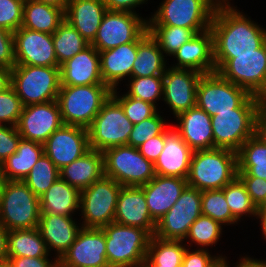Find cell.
I'll use <instances>...</instances> for the list:
<instances>
[{"label":"cell","mask_w":266,"mask_h":267,"mask_svg":"<svg viewBox=\"0 0 266 267\" xmlns=\"http://www.w3.org/2000/svg\"><path fill=\"white\" fill-rule=\"evenodd\" d=\"M210 30L214 54L255 53L266 42V29L237 6L215 9Z\"/></svg>","instance_id":"obj_1"},{"label":"cell","mask_w":266,"mask_h":267,"mask_svg":"<svg viewBox=\"0 0 266 267\" xmlns=\"http://www.w3.org/2000/svg\"><path fill=\"white\" fill-rule=\"evenodd\" d=\"M237 153L224 148L195 150L191 158L188 186L200 191L223 189L237 177Z\"/></svg>","instance_id":"obj_2"},{"label":"cell","mask_w":266,"mask_h":267,"mask_svg":"<svg viewBox=\"0 0 266 267\" xmlns=\"http://www.w3.org/2000/svg\"><path fill=\"white\" fill-rule=\"evenodd\" d=\"M259 113V98L251 94L233 111L218 112V115L212 116L213 148L229 149L237 153L242 144L255 134Z\"/></svg>","instance_id":"obj_3"},{"label":"cell","mask_w":266,"mask_h":267,"mask_svg":"<svg viewBox=\"0 0 266 267\" xmlns=\"http://www.w3.org/2000/svg\"><path fill=\"white\" fill-rule=\"evenodd\" d=\"M214 62L216 72L250 94L266 90V42L255 53L214 54Z\"/></svg>","instance_id":"obj_4"},{"label":"cell","mask_w":266,"mask_h":267,"mask_svg":"<svg viewBox=\"0 0 266 267\" xmlns=\"http://www.w3.org/2000/svg\"><path fill=\"white\" fill-rule=\"evenodd\" d=\"M111 92L107 85L60 86L57 102L64 125L87 129Z\"/></svg>","instance_id":"obj_5"},{"label":"cell","mask_w":266,"mask_h":267,"mask_svg":"<svg viewBox=\"0 0 266 267\" xmlns=\"http://www.w3.org/2000/svg\"><path fill=\"white\" fill-rule=\"evenodd\" d=\"M40 201L24 181L6 180L0 198V224L8 231L33 229L40 219Z\"/></svg>","instance_id":"obj_6"},{"label":"cell","mask_w":266,"mask_h":267,"mask_svg":"<svg viewBox=\"0 0 266 267\" xmlns=\"http://www.w3.org/2000/svg\"><path fill=\"white\" fill-rule=\"evenodd\" d=\"M108 264L116 267L144 265L152 235L141 228L112 222L102 227Z\"/></svg>","instance_id":"obj_7"},{"label":"cell","mask_w":266,"mask_h":267,"mask_svg":"<svg viewBox=\"0 0 266 267\" xmlns=\"http://www.w3.org/2000/svg\"><path fill=\"white\" fill-rule=\"evenodd\" d=\"M11 86L23 106L57 100L60 90V67L15 65Z\"/></svg>","instance_id":"obj_8"},{"label":"cell","mask_w":266,"mask_h":267,"mask_svg":"<svg viewBox=\"0 0 266 267\" xmlns=\"http://www.w3.org/2000/svg\"><path fill=\"white\" fill-rule=\"evenodd\" d=\"M132 128L133 124L121 104L111 95L87 128L89 147L104 152L112 147L128 145Z\"/></svg>","instance_id":"obj_9"},{"label":"cell","mask_w":266,"mask_h":267,"mask_svg":"<svg viewBox=\"0 0 266 267\" xmlns=\"http://www.w3.org/2000/svg\"><path fill=\"white\" fill-rule=\"evenodd\" d=\"M121 187L113 178L103 176L80 191L82 227L102 228L114 222Z\"/></svg>","instance_id":"obj_10"},{"label":"cell","mask_w":266,"mask_h":267,"mask_svg":"<svg viewBox=\"0 0 266 267\" xmlns=\"http://www.w3.org/2000/svg\"><path fill=\"white\" fill-rule=\"evenodd\" d=\"M104 176L122 186H142L155 177L154 164L133 146L112 147L103 152Z\"/></svg>","instance_id":"obj_11"},{"label":"cell","mask_w":266,"mask_h":267,"mask_svg":"<svg viewBox=\"0 0 266 267\" xmlns=\"http://www.w3.org/2000/svg\"><path fill=\"white\" fill-rule=\"evenodd\" d=\"M148 19V25H165L194 30L210 29L215 8L207 0H163Z\"/></svg>","instance_id":"obj_12"},{"label":"cell","mask_w":266,"mask_h":267,"mask_svg":"<svg viewBox=\"0 0 266 267\" xmlns=\"http://www.w3.org/2000/svg\"><path fill=\"white\" fill-rule=\"evenodd\" d=\"M250 95L218 72L202 74L197 84L196 106L212 117L218 112L233 111Z\"/></svg>","instance_id":"obj_13"},{"label":"cell","mask_w":266,"mask_h":267,"mask_svg":"<svg viewBox=\"0 0 266 267\" xmlns=\"http://www.w3.org/2000/svg\"><path fill=\"white\" fill-rule=\"evenodd\" d=\"M148 29V18L130 12L108 11L90 45L98 52L136 41Z\"/></svg>","instance_id":"obj_14"},{"label":"cell","mask_w":266,"mask_h":267,"mask_svg":"<svg viewBox=\"0 0 266 267\" xmlns=\"http://www.w3.org/2000/svg\"><path fill=\"white\" fill-rule=\"evenodd\" d=\"M201 214V191L187 186L176 203L157 222L154 236L185 241L191 225Z\"/></svg>","instance_id":"obj_15"},{"label":"cell","mask_w":266,"mask_h":267,"mask_svg":"<svg viewBox=\"0 0 266 267\" xmlns=\"http://www.w3.org/2000/svg\"><path fill=\"white\" fill-rule=\"evenodd\" d=\"M64 125L57 100L24 106L17 124L23 139L40 144Z\"/></svg>","instance_id":"obj_16"},{"label":"cell","mask_w":266,"mask_h":267,"mask_svg":"<svg viewBox=\"0 0 266 267\" xmlns=\"http://www.w3.org/2000/svg\"><path fill=\"white\" fill-rule=\"evenodd\" d=\"M202 74L190 69L168 66L163 74V101L174 118L196 106L197 84Z\"/></svg>","instance_id":"obj_17"},{"label":"cell","mask_w":266,"mask_h":267,"mask_svg":"<svg viewBox=\"0 0 266 267\" xmlns=\"http://www.w3.org/2000/svg\"><path fill=\"white\" fill-rule=\"evenodd\" d=\"M43 146L44 154L60 170L90 150L88 130L80 126L63 125Z\"/></svg>","instance_id":"obj_18"},{"label":"cell","mask_w":266,"mask_h":267,"mask_svg":"<svg viewBox=\"0 0 266 267\" xmlns=\"http://www.w3.org/2000/svg\"><path fill=\"white\" fill-rule=\"evenodd\" d=\"M13 34L16 65L58 67L52 34L24 27Z\"/></svg>","instance_id":"obj_19"},{"label":"cell","mask_w":266,"mask_h":267,"mask_svg":"<svg viewBox=\"0 0 266 267\" xmlns=\"http://www.w3.org/2000/svg\"><path fill=\"white\" fill-rule=\"evenodd\" d=\"M60 260L70 267H103L108 265L105 233L102 228L82 227L75 241Z\"/></svg>","instance_id":"obj_20"},{"label":"cell","mask_w":266,"mask_h":267,"mask_svg":"<svg viewBox=\"0 0 266 267\" xmlns=\"http://www.w3.org/2000/svg\"><path fill=\"white\" fill-rule=\"evenodd\" d=\"M114 222L138 227L155 234L156 222L152 219L141 186H122L118 196Z\"/></svg>","instance_id":"obj_21"},{"label":"cell","mask_w":266,"mask_h":267,"mask_svg":"<svg viewBox=\"0 0 266 267\" xmlns=\"http://www.w3.org/2000/svg\"><path fill=\"white\" fill-rule=\"evenodd\" d=\"M193 152L173 125H169L165 129L164 148L154 163L155 174L186 179Z\"/></svg>","instance_id":"obj_22"},{"label":"cell","mask_w":266,"mask_h":267,"mask_svg":"<svg viewBox=\"0 0 266 267\" xmlns=\"http://www.w3.org/2000/svg\"><path fill=\"white\" fill-rule=\"evenodd\" d=\"M106 85L100 72L99 52L92 45L60 66V86Z\"/></svg>","instance_id":"obj_23"},{"label":"cell","mask_w":266,"mask_h":267,"mask_svg":"<svg viewBox=\"0 0 266 267\" xmlns=\"http://www.w3.org/2000/svg\"><path fill=\"white\" fill-rule=\"evenodd\" d=\"M177 63L170 65L176 69H190L201 74L216 72L212 31L208 29L196 34L184 43L173 55Z\"/></svg>","instance_id":"obj_24"},{"label":"cell","mask_w":266,"mask_h":267,"mask_svg":"<svg viewBox=\"0 0 266 267\" xmlns=\"http://www.w3.org/2000/svg\"><path fill=\"white\" fill-rule=\"evenodd\" d=\"M187 186V180L184 178L162 175H155L147 184L141 186L149 213L156 223L176 203Z\"/></svg>","instance_id":"obj_25"},{"label":"cell","mask_w":266,"mask_h":267,"mask_svg":"<svg viewBox=\"0 0 266 267\" xmlns=\"http://www.w3.org/2000/svg\"><path fill=\"white\" fill-rule=\"evenodd\" d=\"M40 215L37 228L41 237L46 242L49 253L54 251L56 253L55 257L60 259L75 241L82 225H80L81 223L77 224L72 216L52 213Z\"/></svg>","instance_id":"obj_26"},{"label":"cell","mask_w":266,"mask_h":267,"mask_svg":"<svg viewBox=\"0 0 266 267\" xmlns=\"http://www.w3.org/2000/svg\"><path fill=\"white\" fill-rule=\"evenodd\" d=\"M177 126L173 129L183 141L193 150L213 149V129L211 116L195 106L178 114Z\"/></svg>","instance_id":"obj_27"},{"label":"cell","mask_w":266,"mask_h":267,"mask_svg":"<svg viewBox=\"0 0 266 267\" xmlns=\"http://www.w3.org/2000/svg\"><path fill=\"white\" fill-rule=\"evenodd\" d=\"M100 72L103 83L111 90L119 89L121 81L131 78L137 58V40L99 52Z\"/></svg>","instance_id":"obj_28"},{"label":"cell","mask_w":266,"mask_h":267,"mask_svg":"<svg viewBox=\"0 0 266 267\" xmlns=\"http://www.w3.org/2000/svg\"><path fill=\"white\" fill-rule=\"evenodd\" d=\"M106 12L103 0H69L64 18L91 43Z\"/></svg>","instance_id":"obj_29"},{"label":"cell","mask_w":266,"mask_h":267,"mask_svg":"<svg viewBox=\"0 0 266 267\" xmlns=\"http://www.w3.org/2000/svg\"><path fill=\"white\" fill-rule=\"evenodd\" d=\"M104 176L103 152L90 149L82 157L60 169V178L79 191Z\"/></svg>","instance_id":"obj_30"},{"label":"cell","mask_w":266,"mask_h":267,"mask_svg":"<svg viewBox=\"0 0 266 267\" xmlns=\"http://www.w3.org/2000/svg\"><path fill=\"white\" fill-rule=\"evenodd\" d=\"M167 60L158 42L150 35L148 29L137 39V58L135 59L131 78L163 76Z\"/></svg>","instance_id":"obj_31"},{"label":"cell","mask_w":266,"mask_h":267,"mask_svg":"<svg viewBox=\"0 0 266 267\" xmlns=\"http://www.w3.org/2000/svg\"><path fill=\"white\" fill-rule=\"evenodd\" d=\"M40 214L75 216L79 211L80 191L59 178L39 197Z\"/></svg>","instance_id":"obj_32"},{"label":"cell","mask_w":266,"mask_h":267,"mask_svg":"<svg viewBox=\"0 0 266 267\" xmlns=\"http://www.w3.org/2000/svg\"><path fill=\"white\" fill-rule=\"evenodd\" d=\"M43 154V144L21 138L16 152L1 163L5 180L23 181Z\"/></svg>","instance_id":"obj_33"},{"label":"cell","mask_w":266,"mask_h":267,"mask_svg":"<svg viewBox=\"0 0 266 267\" xmlns=\"http://www.w3.org/2000/svg\"><path fill=\"white\" fill-rule=\"evenodd\" d=\"M64 20L62 9L34 0L24 2L21 27L53 34Z\"/></svg>","instance_id":"obj_34"},{"label":"cell","mask_w":266,"mask_h":267,"mask_svg":"<svg viewBox=\"0 0 266 267\" xmlns=\"http://www.w3.org/2000/svg\"><path fill=\"white\" fill-rule=\"evenodd\" d=\"M46 242L38 228L10 230L7 257H50Z\"/></svg>","instance_id":"obj_35"},{"label":"cell","mask_w":266,"mask_h":267,"mask_svg":"<svg viewBox=\"0 0 266 267\" xmlns=\"http://www.w3.org/2000/svg\"><path fill=\"white\" fill-rule=\"evenodd\" d=\"M182 240H164L152 236L149 242L144 265H161V267H181L188 247Z\"/></svg>","instance_id":"obj_36"},{"label":"cell","mask_w":266,"mask_h":267,"mask_svg":"<svg viewBox=\"0 0 266 267\" xmlns=\"http://www.w3.org/2000/svg\"><path fill=\"white\" fill-rule=\"evenodd\" d=\"M58 67L83 51L90 43L66 20L52 34Z\"/></svg>","instance_id":"obj_37"},{"label":"cell","mask_w":266,"mask_h":267,"mask_svg":"<svg viewBox=\"0 0 266 267\" xmlns=\"http://www.w3.org/2000/svg\"><path fill=\"white\" fill-rule=\"evenodd\" d=\"M148 32L158 42L165 57L172 56L197 34L192 29L165 25H148Z\"/></svg>","instance_id":"obj_38"},{"label":"cell","mask_w":266,"mask_h":267,"mask_svg":"<svg viewBox=\"0 0 266 267\" xmlns=\"http://www.w3.org/2000/svg\"><path fill=\"white\" fill-rule=\"evenodd\" d=\"M223 230V225L213 220L211 217L201 214L191 225L188 235L185 238L189 248L192 247V243L201 247L200 249H206L205 247L215 245L220 238ZM188 240V241H187ZM191 240V241H189Z\"/></svg>","instance_id":"obj_39"},{"label":"cell","mask_w":266,"mask_h":267,"mask_svg":"<svg viewBox=\"0 0 266 267\" xmlns=\"http://www.w3.org/2000/svg\"><path fill=\"white\" fill-rule=\"evenodd\" d=\"M222 190L232 215L239 222H241L240 220L243 216L257 218L258 208L252 202L245 185L238 177L227 184Z\"/></svg>","instance_id":"obj_40"},{"label":"cell","mask_w":266,"mask_h":267,"mask_svg":"<svg viewBox=\"0 0 266 267\" xmlns=\"http://www.w3.org/2000/svg\"><path fill=\"white\" fill-rule=\"evenodd\" d=\"M60 178V170L43 154L23 180L31 191L40 197Z\"/></svg>","instance_id":"obj_41"},{"label":"cell","mask_w":266,"mask_h":267,"mask_svg":"<svg viewBox=\"0 0 266 267\" xmlns=\"http://www.w3.org/2000/svg\"><path fill=\"white\" fill-rule=\"evenodd\" d=\"M201 212L224 226L239 222L232 215L222 189L201 191Z\"/></svg>","instance_id":"obj_42"},{"label":"cell","mask_w":266,"mask_h":267,"mask_svg":"<svg viewBox=\"0 0 266 267\" xmlns=\"http://www.w3.org/2000/svg\"><path fill=\"white\" fill-rule=\"evenodd\" d=\"M128 96L152 103L157 107V100L163 99V76L129 78Z\"/></svg>","instance_id":"obj_43"},{"label":"cell","mask_w":266,"mask_h":267,"mask_svg":"<svg viewBox=\"0 0 266 267\" xmlns=\"http://www.w3.org/2000/svg\"><path fill=\"white\" fill-rule=\"evenodd\" d=\"M117 90L113 89L111 95L121 104L126 117L133 125L154 116L158 112V107L152 103L128 96L126 93L119 95L120 91Z\"/></svg>","instance_id":"obj_44"},{"label":"cell","mask_w":266,"mask_h":267,"mask_svg":"<svg viewBox=\"0 0 266 267\" xmlns=\"http://www.w3.org/2000/svg\"><path fill=\"white\" fill-rule=\"evenodd\" d=\"M167 127L165 118L158 111L154 116L133 125L128 138V145L139 148L150 138L160 135Z\"/></svg>","instance_id":"obj_45"},{"label":"cell","mask_w":266,"mask_h":267,"mask_svg":"<svg viewBox=\"0 0 266 267\" xmlns=\"http://www.w3.org/2000/svg\"><path fill=\"white\" fill-rule=\"evenodd\" d=\"M23 107L12 86L0 92V124L16 127Z\"/></svg>","instance_id":"obj_46"},{"label":"cell","mask_w":266,"mask_h":267,"mask_svg":"<svg viewBox=\"0 0 266 267\" xmlns=\"http://www.w3.org/2000/svg\"><path fill=\"white\" fill-rule=\"evenodd\" d=\"M24 2L25 0H0V27L12 33L21 27Z\"/></svg>","instance_id":"obj_47"},{"label":"cell","mask_w":266,"mask_h":267,"mask_svg":"<svg viewBox=\"0 0 266 267\" xmlns=\"http://www.w3.org/2000/svg\"><path fill=\"white\" fill-rule=\"evenodd\" d=\"M237 164H266V145L255 134L237 152Z\"/></svg>","instance_id":"obj_48"},{"label":"cell","mask_w":266,"mask_h":267,"mask_svg":"<svg viewBox=\"0 0 266 267\" xmlns=\"http://www.w3.org/2000/svg\"><path fill=\"white\" fill-rule=\"evenodd\" d=\"M190 250L186 249L181 267H213L221 258H226L222 254L211 255L209 248Z\"/></svg>","instance_id":"obj_49"},{"label":"cell","mask_w":266,"mask_h":267,"mask_svg":"<svg viewBox=\"0 0 266 267\" xmlns=\"http://www.w3.org/2000/svg\"><path fill=\"white\" fill-rule=\"evenodd\" d=\"M21 138L17 127L0 124V164L16 152Z\"/></svg>","instance_id":"obj_50"},{"label":"cell","mask_w":266,"mask_h":267,"mask_svg":"<svg viewBox=\"0 0 266 267\" xmlns=\"http://www.w3.org/2000/svg\"><path fill=\"white\" fill-rule=\"evenodd\" d=\"M15 65L14 34L0 27V66L12 69Z\"/></svg>","instance_id":"obj_51"},{"label":"cell","mask_w":266,"mask_h":267,"mask_svg":"<svg viewBox=\"0 0 266 267\" xmlns=\"http://www.w3.org/2000/svg\"><path fill=\"white\" fill-rule=\"evenodd\" d=\"M245 185L252 202L258 207L266 197V183L257 177H238Z\"/></svg>","instance_id":"obj_52"},{"label":"cell","mask_w":266,"mask_h":267,"mask_svg":"<svg viewBox=\"0 0 266 267\" xmlns=\"http://www.w3.org/2000/svg\"><path fill=\"white\" fill-rule=\"evenodd\" d=\"M165 144V130L158 136L150 138L139 148V152L153 164L161 154Z\"/></svg>","instance_id":"obj_53"},{"label":"cell","mask_w":266,"mask_h":267,"mask_svg":"<svg viewBox=\"0 0 266 267\" xmlns=\"http://www.w3.org/2000/svg\"><path fill=\"white\" fill-rule=\"evenodd\" d=\"M56 260L55 256L53 261L48 257H7L6 264L8 267H51Z\"/></svg>","instance_id":"obj_54"},{"label":"cell","mask_w":266,"mask_h":267,"mask_svg":"<svg viewBox=\"0 0 266 267\" xmlns=\"http://www.w3.org/2000/svg\"><path fill=\"white\" fill-rule=\"evenodd\" d=\"M108 11L130 12L138 14L136 7L147 4L148 0H103Z\"/></svg>","instance_id":"obj_55"},{"label":"cell","mask_w":266,"mask_h":267,"mask_svg":"<svg viewBox=\"0 0 266 267\" xmlns=\"http://www.w3.org/2000/svg\"><path fill=\"white\" fill-rule=\"evenodd\" d=\"M237 177H266V164H238Z\"/></svg>","instance_id":"obj_56"},{"label":"cell","mask_w":266,"mask_h":267,"mask_svg":"<svg viewBox=\"0 0 266 267\" xmlns=\"http://www.w3.org/2000/svg\"><path fill=\"white\" fill-rule=\"evenodd\" d=\"M8 230L0 224V265L7 263Z\"/></svg>","instance_id":"obj_57"},{"label":"cell","mask_w":266,"mask_h":267,"mask_svg":"<svg viewBox=\"0 0 266 267\" xmlns=\"http://www.w3.org/2000/svg\"><path fill=\"white\" fill-rule=\"evenodd\" d=\"M255 135L266 145V118L260 113L255 123Z\"/></svg>","instance_id":"obj_58"},{"label":"cell","mask_w":266,"mask_h":267,"mask_svg":"<svg viewBox=\"0 0 266 267\" xmlns=\"http://www.w3.org/2000/svg\"><path fill=\"white\" fill-rule=\"evenodd\" d=\"M11 86V69L0 66V92Z\"/></svg>","instance_id":"obj_59"},{"label":"cell","mask_w":266,"mask_h":267,"mask_svg":"<svg viewBox=\"0 0 266 267\" xmlns=\"http://www.w3.org/2000/svg\"><path fill=\"white\" fill-rule=\"evenodd\" d=\"M258 211H257V220H259L260 225H261V231L264 239L266 240V206H258Z\"/></svg>","instance_id":"obj_60"},{"label":"cell","mask_w":266,"mask_h":267,"mask_svg":"<svg viewBox=\"0 0 266 267\" xmlns=\"http://www.w3.org/2000/svg\"><path fill=\"white\" fill-rule=\"evenodd\" d=\"M34 1L57 7L59 9H62L64 12L69 2V0H34Z\"/></svg>","instance_id":"obj_61"},{"label":"cell","mask_w":266,"mask_h":267,"mask_svg":"<svg viewBox=\"0 0 266 267\" xmlns=\"http://www.w3.org/2000/svg\"><path fill=\"white\" fill-rule=\"evenodd\" d=\"M245 267H266V260L254 259L247 255L245 256Z\"/></svg>","instance_id":"obj_62"},{"label":"cell","mask_w":266,"mask_h":267,"mask_svg":"<svg viewBox=\"0 0 266 267\" xmlns=\"http://www.w3.org/2000/svg\"><path fill=\"white\" fill-rule=\"evenodd\" d=\"M215 9L235 7L230 0H207Z\"/></svg>","instance_id":"obj_63"},{"label":"cell","mask_w":266,"mask_h":267,"mask_svg":"<svg viewBox=\"0 0 266 267\" xmlns=\"http://www.w3.org/2000/svg\"><path fill=\"white\" fill-rule=\"evenodd\" d=\"M259 98V112L266 118V90L258 97Z\"/></svg>","instance_id":"obj_64"},{"label":"cell","mask_w":266,"mask_h":267,"mask_svg":"<svg viewBox=\"0 0 266 267\" xmlns=\"http://www.w3.org/2000/svg\"><path fill=\"white\" fill-rule=\"evenodd\" d=\"M227 257L226 258H221L220 259V267H230V263L229 261L227 262ZM239 261V262H238ZM237 261V265H235L234 267H245V256L244 257H240V259Z\"/></svg>","instance_id":"obj_65"},{"label":"cell","mask_w":266,"mask_h":267,"mask_svg":"<svg viewBox=\"0 0 266 267\" xmlns=\"http://www.w3.org/2000/svg\"><path fill=\"white\" fill-rule=\"evenodd\" d=\"M5 181L6 180H5V177H4V174H3L2 165L0 164V198H1V195H2V189H3Z\"/></svg>","instance_id":"obj_66"},{"label":"cell","mask_w":266,"mask_h":267,"mask_svg":"<svg viewBox=\"0 0 266 267\" xmlns=\"http://www.w3.org/2000/svg\"><path fill=\"white\" fill-rule=\"evenodd\" d=\"M51 267H70L65 265L60 259H57Z\"/></svg>","instance_id":"obj_67"},{"label":"cell","mask_w":266,"mask_h":267,"mask_svg":"<svg viewBox=\"0 0 266 267\" xmlns=\"http://www.w3.org/2000/svg\"><path fill=\"white\" fill-rule=\"evenodd\" d=\"M145 267H161V265H144Z\"/></svg>","instance_id":"obj_68"},{"label":"cell","mask_w":266,"mask_h":267,"mask_svg":"<svg viewBox=\"0 0 266 267\" xmlns=\"http://www.w3.org/2000/svg\"><path fill=\"white\" fill-rule=\"evenodd\" d=\"M259 206H266V197L265 200Z\"/></svg>","instance_id":"obj_69"},{"label":"cell","mask_w":266,"mask_h":267,"mask_svg":"<svg viewBox=\"0 0 266 267\" xmlns=\"http://www.w3.org/2000/svg\"><path fill=\"white\" fill-rule=\"evenodd\" d=\"M213 267H220V260Z\"/></svg>","instance_id":"obj_70"},{"label":"cell","mask_w":266,"mask_h":267,"mask_svg":"<svg viewBox=\"0 0 266 267\" xmlns=\"http://www.w3.org/2000/svg\"><path fill=\"white\" fill-rule=\"evenodd\" d=\"M103 267H116V266H113V265L108 264V265L103 266Z\"/></svg>","instance_id":"obj_71"},{"label":"cell","mask_w":266,"mask_h":267,"mask_svg":"<svg viewBox=\"0 0 266 267\" xmlns=\"http://www.w3.org/2000/svg\"><path fill=\"white\" fill-rule=\"evenodd\" d=\"M0 267H8L7 264H1Z\"/></svg>","instance_id":"obj_72"}]
</instances>
